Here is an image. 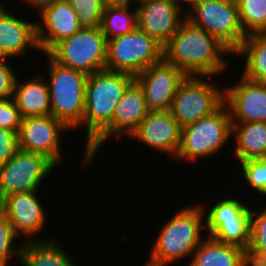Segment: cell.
<instances>
[{
	"label": "cell",
	"mask_w": 266,
	"mask_h": 266,
	"mask_svg": "<svg viewBox=\"0 0 266 266\" xmlns=\"http://www.w3.org/2000/svg\"><path fill=\"white\" fill-rule=\"evenodd\" d=\"M233 53L215 36L185 19L163 48V58L186 76H210L225 73L226 55ZM224 56V57H223Z\"/></svg>",
	"instance_id": "obj_1"
},
{
	"label": "cell",
	"mask_w": 266,
	"mask_h": 266,
	"mask_svg": "<svg viewBox=\"0 0 266 266\" xmlns=\"http://www.w3.org/2000/svg\"><path fill=\"white\" fill-rule=\"evenodd\" d=\"M200 205L176 211L157 235L145 266H166L193 255L204 238L201 237L205 229L202 222L207 208Z\"/></svg>",
	"instance_id": "obj_2"
},
{
	"label": "cell",
	"mask_w": 266,
	"mask_h": 266,
	"mask_svg": "<svg viewBox=\"0 0 266 266\" xmlns=\"http://www.w3.org/2000/svg\"><path fill=\"white\" fill-rule=\"evenodd\" d=\"M135 77L126 73L101 70L88 75L85 111L79 127H86L87 149L112 123L114 110Z\"/></svg>",
	"instance_id": "obj_3"
},
{
	"label": "cell",
	"mask_w": 266,
	"mask_h": 266,
	"mask_svg": "<svg viewBox=\"0 0 266 266\" xmlns=\"http://www.w3.org/2000/svg\"><path fill=\"white\" fill-rule=\"evenodd\" d=\"M45 55L49 62L47 85L51 115L69 129H78L84 117L85 87L88 76L57 63L48 53Z\"/></svg>",
	"instance_id": "obj_4"
},
{
	"label": "cell",
	"mask_w": 266,
	"mask_h": 266,
	"mask_svg": "<svg viewBox=\"0 0 266 266\" xmlns=\"http://www.w3.org/2000/svg\"><path fill=\"white\" fill-rule=\"evenodd\" d=\"M231 125L229 108L223 103L211 115L182 128L176 159L191 162L216 155L231 139Z\"/></svg>",
	"instance_id": "obj_5"
},
{
	"label": "cell",
	"mask_w": 266,
	"mask_h": 266,
	"mask_svg": "<svg viewBox=\"0 0 266 266\" xmlns=\"http://www.w3.org/2000/svg\"><path fill=\"white\" fill-rule=\"evenodd\" d=\"M163 59V47L138 27L107 40L106 70L136 77Z\"/></svg>",
	"instance_id": "obj_6"
},
{
	"label": "cell",
	"mask_w": 266,
	"mask_h": 266,
	"mask_svg": "<svg viewBox=\"0 0 266 266\" xmlns=\"http://www.w3.org/2000/svg\"><path fill=\"white\" fill-rule=\"evenodd\" d=\"M48 54L57 63L88 76L106 69L107 39L100 27H82L57 43Z\"/></svg>",
	"instance_id": "obj_7"
},
{
	"label": "cell",
	"mask_w": 266,
	"mask_h": 266,
	"mask_svg": "<svg viewBox=\"0 0 266 266\" xmlns=\"http://www.w3.org/2000/svg\"><path fill=\"white\" fill-rule=\"evenodd\" d=\"M186 19L207 31L234 53L246 38L236 0H202L186 11Z\"/></svg>",
	"instance_id": "obj_8"
},
{
	"label": "cell",
	"mask_w": 266,
	"mask_h": 266,
	"mask_svg": "<svg viewBox=\"0 0 266 266\" xmlns=\"http://www.w3.org/2000/svg\"><path fill=\"white\" fill-rule=\"evenodd\" d=\"M201 78L186 76L177 88L169 111L181 128L211 115L224 103V88Z\"/></svg>",
	"instance_id": "obj_9"
},
{
	"label": "cell",
	"mask_w": 266,
	"mask_h": 266,
	"mask_svg": "<svg viewBox=\"0 0 266 266\" xmlns=\"http://www.w3.org/2000/svg\"><path fill=\"white\" fill-rule=\"evenodd\" d=\"M55 167L44 155L19 149L0 166V201L14 193L38 191L41 181Z\"/></svg>",
	"instance_id": "obj_10"
},
{
	"label": "cell",
	"mask_w": 266,
	"mask_h": 266,
	"mask_svg": "<svg viewBox=\"0 0 266 266\" xmlns=\"http://www.w3.org/2000/svg\"><path fill=\"white\" fill-rule=\"evenodd\" d=\"M150 111L147 108L142 88L134 81L119 100L112 118L111 125L87 148L82 158V166L90 165L97 151L104 145L106 139L122 135H130L138 128ZM113 135V136H112Z\"/></svg>",
	"instance_id": "obj_11"
},
{
	"label": "cell",
	"mask_w": 266,
	"mask_h": 266,
	"mask_svg": "<svg viewBox=\"0 0 266 266\" xmlns=\"http://www.w3.org/2000/svg\"><path fill=\"white\" fill-rule=\"evenodd\" d=\"M67 130L70 129L52 115L23 118L18 132L19 149L44 155L58 165L63 157L61 134Z\"/></svg>",
	"instance_id": "obj_12"
},
{
	"label": "cell",
	"mask_w": 266,
	"mask_h": 266,
	"mask_svg": "<svg viewBox=\"0 0 266 266\" xmlns=\"http://www.w3.org/2000/svg\"><path fill=\"white\" fill-rule=\"evenodd\" d=\"M186 75L164 58L135 77L150 112L169 111L179 84Z\"/></svg>",
	"instance_id": "obj_13"
},
{
	"label": "cell",
	"mask_w": 266,
	"mask_h": 266,
	"mask_svg": "<svg viewBox=\"0 0 266 266\" xmlns=\"http://www.w3.org/2000/svg\"><path fill=\"white\" fill-rule=\"evenodd\" d=\"M135 1L139 3L136 6L138 28L164 48L186 19V14L173 0Z\"/></svg>",
	"instance_id": "obj_14"
},
{
	"label": "cell",
	"mask_w": 266,
	"mask_h": 266,
	"mask_svg": "<svg viewBox=\"0 0 266 266\" xmlns=\"http://www.w3.org/2000/svg\"><path fill=\"white\" fill-rule=\"evenodd\" d=\"M238 81L224 88V103L229 108L231 122H266V83L242 75Z\"/></svg>",
	"instance_id": "obj_15"
},
{
	"label": "cell",
	"mask_w": 266,
	"mask_h": 266,
	"mask_svg": "<svg viewBox=\"0 0 266 266\" xmlns=\"http://www.w3.org/2000/svg\"><path fill=\"white\" fill-rule=\"evenodd\" d=\"M37 191L14 193L0 201V210L7 216L15 233L34 240L36 233L45 227L46 213L36 196ZM34 236V237H33ZM31 237V238H30Z\"/></svg>",
	"instance_id": "obj_16"
},
{
	"label": "cell",
	"mask_w": 266,
	"mask_h": 266,
	"mask_svg": "<svg viewBox=\"0 0 266 266\" xmlns=\"http://www.w3.org/2000/svg\"><path fill=\"white\" fill-rule=\"evenodd\" d=\"M39 14L42 20L36 22V35L38 47L44 54L61 40L72 36L82 28L67 0H57Z\"/></svg>",
	"instance_id": "obj_17"
},
{
	"label": "cell",
	"mask_w": 266,
	"mask_h": 266,
	"mask_svg": "<svg viewBox=\"0 0 266 266\" xmlns=\"http://www.w3.org/2000/svg\"><path fill=\"white\" fill-rule=\"evenodd\" d=\"M182 128L170 111L149 112L138 128L130 135L160 152L168 153L174 159L181 143Z\"/></svg>",
	"instance_id": "obj_18"
},
{
	"label": "cell",
	"mask_w": 266,
	"mask_h": 266,
	"mask_svg": "<svg viewBox=\"0 0 266 266\" xmlns=\"http://www.w3.org/2000/svg\"><path fill=\"white\" fill-rule=\"evenodd\" d=\"M0 2V58L25 54L27 48L39 49L36 35V23L8 13Z\"/></svg>",
	"instance_id": "obj_19"
},
{
	"label": "cell",
	"mask_w": 266,
	"mask_h": 266,
	"mask_svg": "<svg viewBox=\"0 0 266 266\" xmlns=\"http://www.w3.org/2000/svg\"><path fill=\"white\" fill-rule=\"evenodd\" d=\"M36 74L26 82H15L12 99L23 118L51 115L47 79ZM45 80V81H44Z\"/></svg>",
	"instance_id": "obj_20"
},
{
	"label": "cell",
	"mask_w": 266,
	"mask_h": 266,
	"mask_svg": "<svg viewBox=\"0 0 266 266\" xmlns=\"http://www.w3.org/2000/svg\"><path fill=\"white\" fill-rule=\"evenodd\" d=\"M206 237L193 253L188 266H249L245 249Z\"/></svg>",
	"instance_id": "obj_21"
},
{
	"label": "cell",
	"mask_w": 266,
	"mask_h": 266,
	"mask_svg": "<svg viewBox=\"0 0 266 266\" xmlns=\"http://www.w3.org/2000/svg\"><path fill=\"white\" fill-rule=\"evenodd\" d=\"M231 136L239 162L266 158V122H232Z\"/></svg>",
	"instance_id": "obj_22"
},
{
	"label": "cell",
	"mask_w": 266,
	"mask_h": 266,
	"mask_svg": "<svg viewBox=\"0 0 266 266\" xmlns=\"http://www.w3.org/2000/svg\"><path fill=\"white\" fill-rule=\"evenodd\" d=\"M50 237L39 241H24L22 243L21 265L24 266H76L71 255L54 239ZM49 240V241H48Z\"/></svg>",
	"instance_id": "obj_23"
},
{
	"label": "cell",
	"mask_w": 266,
	"mask_h": 266,
	"mask_svg": "<svg viewBox=\"0 0 266 266\" xmlns=\"http://www.w3.org/2000/svg\"><path fill=\"white\" fill-rule=\"evenodd\" d=\"M233 54L246 57L243 77L266 83V32L247 35Z\"/></svg>",
	"instance_id": "obj_24"
},
{
	"label": "cell",
	"mask_w": 266,
	"mask_h": 266,
	"mask_svg": "<svg viewBox=\"0 0 266 266\" xmlns=\"http://www.w3.org/2000/svg\"><path fill=\"white\" fill-rule=\"evenodd\" d=\"M208 236L219 242L232 244L247 249L250 240V218L229 220H205Z\"/></svg>",
	"instance_id": "obj_25"
},
{
	"label": "cell",
	"mask_w": 266,
	"mask_h": 266,
	"mask_svg": "<svg viewBox=\"0 0 266 266\" xmlns=\"http://www.w3.org/2000/svg\"><path fill=\"white\" fill-rule=\"evenodd\" d=\"M130 3L104 6L100 28L107 40L134 31L137 25V8L131 9Z\"/></svg>",
	"instance_id": "obj_26"
},
{
	"label": "cell",
	"mask_w": 266,
	"mask_h": 266,
	"mask_svg": "<svg viewBox=\"0 0 266 266\" xmlns=\"http://www.w3.org/2000/svg\"><path fill=\"white\" fill-rule=\"evenodd\" d=\"M249 266H266V207L252 211L250 218V240L246 249Z\"/></svg>",
	"instance_id": "obj_27"
},
{
	"label": "cell",
	"mask_w": 266,
	"mask_h": 266,
	"mask_svg": "<svg viewBox=\"0 0 266 266\" xmlns=\"http://www.w3.org/2000/svg\"><path fill=\"white\" fill-rule=\"evenodd\" d=\"M246 35L266 32V0H236Z\"/></svg>",
	"instance_id": "obj_28"
},
{
	"label": "cell",
	"mask_w": 266,
	"mask_h": 266,
	"mask_svg": "<svg viewBox=\"0 0 266 266\" xmlns=\"http://www.w3.org/2000/svg\"><path fill=\"white\" fill-rule=\"evenodd\" d=\"M244 201L235 198H225L218 200L205 217V220H229L234 218H251V208Z\"/></svg>",
	"instance_id": "obj_29"
},
{
	"label": "cell",
	"mask_w": 266,
	"mask_h": 266,
	"mask_svg": "<svg viewBox=\"0 0 266 266\" xmlns=\"http://www.w3.org/2000/svg\"><path fill=\"white\" fill-rule=\"evenodd\" d=\"M19 236L12 228L7 216L0 210V266H8L13 256L21 260L22 245H14Z\"/></svg>",
	"instance_id": "obj_30"
},
{
	"label": "cell",
	"mask_w": 266,
	"mask_h": 266,
	"mask_svg": "<svg viewBox=\"0 0 266 266\" xmlns=\"http://www.w3.org/2000/svg\"><path fill=\"white\" fill-rule=\"evenodd\" d=\"M74 9L82 27L99 28L104 4L101 0H67Z\"/></svg>",
	"instance_id": "obj_31"
},
{
	"label": "cell",
	"mask_w": 266,
	"mask_h": 266,
	"mask_svg": "<svg viewBox=\"0 0 266 266\" xmlns=\"http://www.w3.org/2000/svg\"><path fill=\"white\" fill-rule=\"evenodd\" d=\"M243 178L252 190L266 195V158L242 161Z\"/></svg>",
	"instance_id": "obj_32"
},
{
	"label": "cell",
	"mask_w": 266,
	"mask_h": 266,
	"mask_svg": "<svg viewBox=\"0 0 266 266\" xmlns=\"http://www.w3.org/2000/svg\"><path fill=\"white\" fill-rule=\"evenodd\" d=\"M22 117L12 98L0 100V127L19 132Z\"/></svg>",
	"instance_id": "obj_33"
},
{
	"label": "cell",
	"mask_w": 266,
	"mask_h": 266,
	"mask_svg": "<svg viewBox=\"0 0 266 266\" xmlns=\"http://www.w3.org/2000/svg\"><path fill=\"white\" fill-rule=\"evenodd\" d=\"M19 150L18 133L0 127V166Z\"/></svg>",
	"instance_id": "obj_34"
},
{
	"label": "cell",
	"mask_w": 266,
	"mask_h": 266,
	"mask_svg": "<svg viewBox=\"0 0 266 266\" xmlns=\"http://www.w3.org/2000/svg\"><path fill=\"white\" fill-rule=\"evenodd\" d=\"M7 59L0 58V100H6L13 97L14 86L17 75L13 71Z\"/></svg>",
	"instance_id": "obj_35"
},
{
	"label": "cell",
	"mask_w": 266,
	"mask_h": 266,
	"mask_svg": "<svg viewBox=\"0 0 266 266\" xmlns=\"http://www.w3.org/2000/svg\"><path fill=\"white\" fill-rule=\"evenodd\" d=\"M24 3H28V5H32L33 8L39 9L38 13H40L44 8L52 5L57 0H22Z\"/></svg>",
	"instance_id": "obj_36"
},
{
	"label": "cell",
	"mask_w": 266,
	"mask_h": 266,
	"mask_svg": "<svg viewBox=\"0 0 266 266\" xmlns=\"http://www.w3.org/2000/svg\"><path fill=\"white\" fill-rule=\"evenodd\" d=\"M175 3H176V5L180 8V9H182V11H183V4H185L184 2H186V4L187 5H189V9H188V11L189 10H191L196 4H198V3H200L202 0H173ZM183 2V4L181 5V3Z\"/></svg>",
	"instance_id": "obj_37"
},
{
	"label": "cell",
	"mask_w": 266,
	"mask_h": 266,
	"mask_svg": "<svg viewBox=\"0 0 266 266\" xmlns=\"http://www.w3.org/2000/svg\"><path fill=\"white\" fill-rule=\"evenodd\" d=\"M133 3L135 0H101V2L106 5H123L128 3Z\"/></svg>",
	"instance_id": "obj_38"
}]
</instances>
